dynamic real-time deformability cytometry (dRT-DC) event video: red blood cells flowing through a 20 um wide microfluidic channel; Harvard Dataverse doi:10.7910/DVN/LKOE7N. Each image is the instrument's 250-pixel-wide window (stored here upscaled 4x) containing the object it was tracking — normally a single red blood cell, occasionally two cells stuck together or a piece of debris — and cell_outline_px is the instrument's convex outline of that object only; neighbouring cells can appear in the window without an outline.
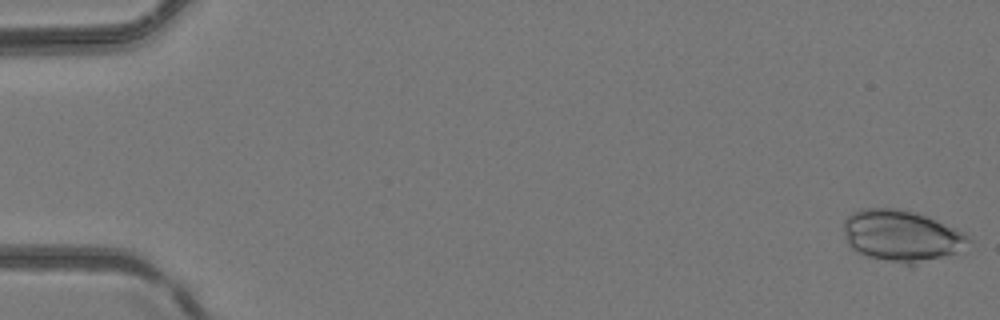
{"species": "common noctule bat (a hibernating species)", "species_latin": "Nyctalus noctula", "temperature_condition": "room temperature", "stored_images_in_passage": 47, "camera_frame_rate_fps": 3000, "um_per_image_px": 0.085, "animal": {"sex": "female", "body_mass_g": 24.6, "forearm_length_mm": 56.2}, "frame": {"image": 1, "passage_image": 1, "time_ms": 0.0, "image_size_px": [1000, 320], "cell_outline_px": [[972, 240], [952, 252], [940, 256], [912, 264], [904, 264], [872, 256], [860, 252], [852, 248], [848, 244], [844, 232], [844, 220], [848, 216], [864, 208], [896, 208], [912, 212], [924, 216], [964, 232]], "centroid_in_image_um": [76.57, 20.01], "position_along_channel_um": 8.4, "area_um2": 35.89}}
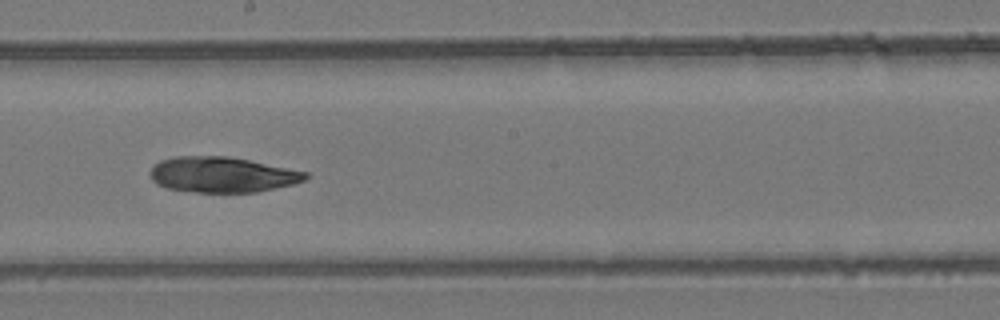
{"frame": {"image": 2, "passage_image": 27, "time_ms": 8.667, "image_size_px": [1000, 320], "cell_outline_px": [[308, 176], [304, 180], [292, 184], [256, 192], [196, 192], [168, 188], [156, 184], [152, 180], [152, 168], [160, 160], [176, 156], [228, 156], [308, 172]], "centroid_in_image_um": [18.88, 14.84], "position_along_channel_um": 229.3, "area_um2": 31.73}}
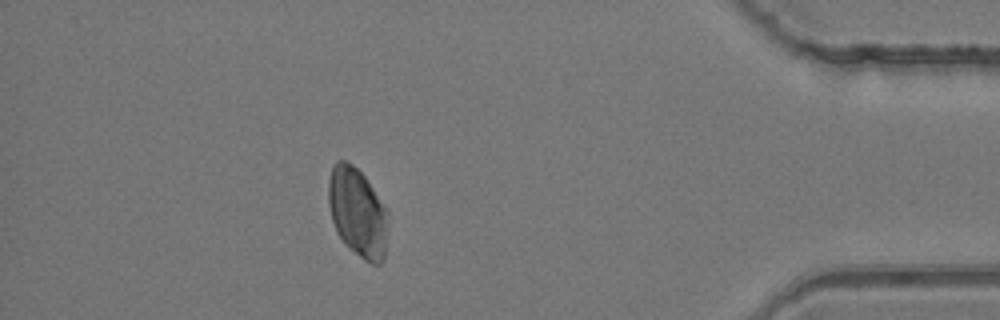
{"frame": {"image": 3, "passage_image": 42, "time_ms": 13.667, "image_size_px": [1000, 320], "cell_outline_px": [[388, 216], [384, 260], [380, 264], [372, 264], [364, 260], [348, 248], [336, 232], [332, 220], [328, 204], [328, 180], [332, 168], [336, 160], [344, 160], [352, 164], [364, 176], [388, 212]], "centroid_in_image_um": [30.37, 18.08], "position_along_channel_um": 404.8, "area_um2": 30.92}}